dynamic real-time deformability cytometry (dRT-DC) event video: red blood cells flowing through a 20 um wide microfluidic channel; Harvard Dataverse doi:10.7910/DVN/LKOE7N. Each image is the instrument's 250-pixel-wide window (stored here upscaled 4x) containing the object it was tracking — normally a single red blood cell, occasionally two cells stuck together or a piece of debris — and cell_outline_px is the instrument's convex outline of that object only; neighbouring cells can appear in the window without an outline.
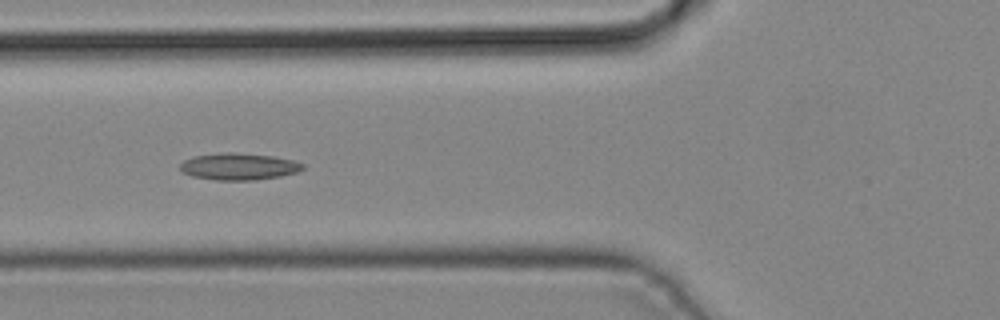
{"species": "common noctule bat (a hibernating species)", "species_latin": "Nyctalus noctula", "temperature_condition": "cold", "stored_images_in_passage": 35, "camera_frame_rate_fps": 3000, "um_per_image_px": 0.085, "animal": {"sex": "male", "body_mass_g": 19.2, "forearm_length_mm": 51.8}, "frame": {"image": 1, "passage_image": 7, "time_ms": 2.0, "image_size_px": [1000, 320], "cell_outline_px": [[304, 168], [296, 172], [280, 176], [252, 180], [216, 180], [192, 176], [184, 172], [180, 168], [180, 164], [184, 160], [192, 156], [224, 152], [236, 152], [272, 156], [292, 160], [304, 164]], "centroid_in_image_um": [20.27, 14.14], "position_along_channel_um": 105.5, "area_um2": 19.07}}
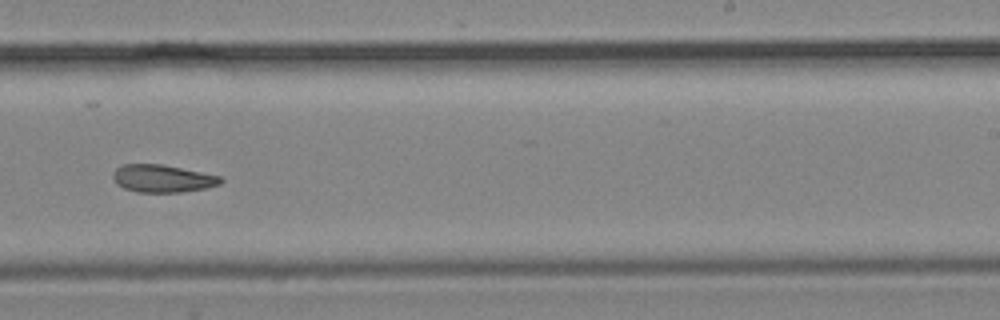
{"frame": {"image": 2, "passage_image": 18, "time_ms": 5.667, "image_size_px": [1000, 320], "cell_outline_px": [[224, 180], [220, 184], [208, 188], [180, 192], [136, 192], [124, 188], [116, 184], [112, 180], [112, 172], [116, 168], [124, 164], [160, 164], [220, 176]], "centroid_in_image_um": [13.78, 15.18], "position_along_channel_um": 275.2, "area_um2": 17.34}}
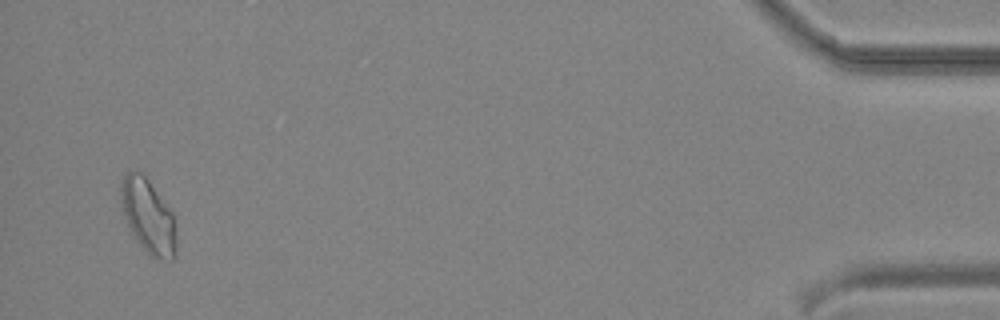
{"frame": {"image": 3, "passage_image": 33, "time_ms": 10.667, "image_size_px": [1000, 320], "cell_outline_px": [[176, 252], [172, 260], [156, 260], [136, 240], [124, 216], [120, 192], [120, 184], [124, 176], [128, 172], [140, 172], [148, 180], [172, 212], [176, 228]], "centroid_in_image_um": [12.61, 18.41], "position_along_channel_um": 422.6, "area_um2": 23.58}}